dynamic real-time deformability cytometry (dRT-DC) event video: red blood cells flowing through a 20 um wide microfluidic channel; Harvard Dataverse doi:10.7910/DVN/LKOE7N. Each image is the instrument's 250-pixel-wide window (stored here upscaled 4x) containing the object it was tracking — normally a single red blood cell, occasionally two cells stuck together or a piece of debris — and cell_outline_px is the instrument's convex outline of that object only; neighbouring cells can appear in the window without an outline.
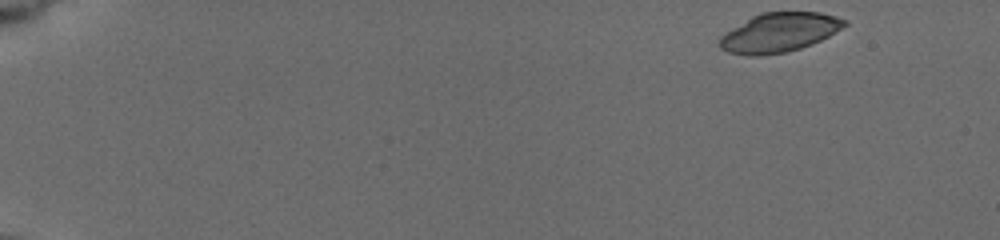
{"species": "common noctule bat (a hibernating species)", "species_latin": "Nyctalus noctula", "temperature_condition": "cold", "stored_images_in_passage": 54, "camera_frame_rate_fps": 3000, "um_per_image_px": 0.085, "animal": {"sex": "female", "body_mass_g": 19.5, "forearm_length_mm": 54.1}, "frame": {"image": 1, "passage_image": 1, "time_ms": 0.0, "image_size_px": [1000, 240], "cell_outline_px": [[848, 24], [828, 36], [812, 44], [788, 52], [760, 56], [748, 56], [728, 52], [720, 48], [720, 36], [752, 16], [760, 12], [820, 12], [836, 16], [848, 20]], "centroid_in_image_um": [66.25, 2.76], "position_along_channel_um": 18.8, "area_um2": 28.55}}
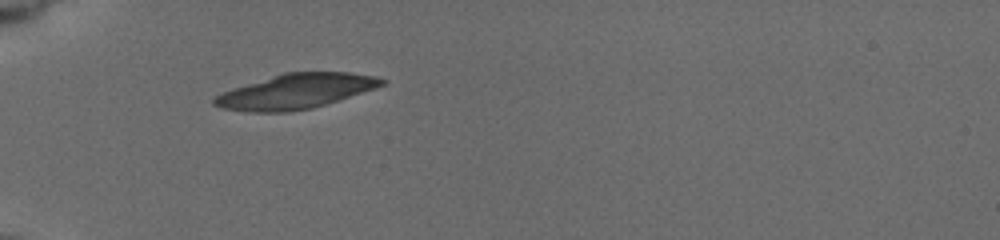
{"frame": {"image": 2, "passage_image": 17, "time_ms": 4.667, "image_size_px": [1000, 240], "cell_outline_px": [[388, 80], [384, 84], [376, 88], [312, 108], [288, 112], [248, 112], [220, 108], [212, 104], [212, 100], [216, 96], [232, 88], [284, 72], [348, 72], [376, 76]], "centroid_in_image_um": [25.13, 7.76], "position_along_channel_um": 59.9, "area_um2": 33.93}}